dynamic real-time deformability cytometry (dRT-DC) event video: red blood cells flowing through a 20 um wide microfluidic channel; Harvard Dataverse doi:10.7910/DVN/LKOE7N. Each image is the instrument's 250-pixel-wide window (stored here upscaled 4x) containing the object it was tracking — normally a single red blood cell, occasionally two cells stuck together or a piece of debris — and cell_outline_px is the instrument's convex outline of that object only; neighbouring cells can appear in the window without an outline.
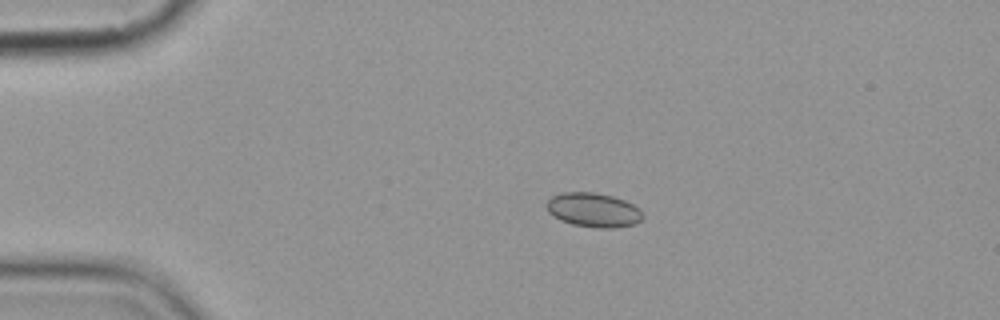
{"species": "common noctule bat (a hibernating species)", "species_latin": "Nyctalus noctula", "temperature_condition": "cold", "stored_images_in_passage": 6, "camera_frame_rate_fps": 3000, "um_per_image_px": 0.085, "animal": {"sex": "female", "body_mass_g": 19.9}, "frame": {"image": 1, "passage_image": 2, "time_ms": 2.0, "image_size_px": [1000, 320], "cell_outline_px": [[644, 216], [636, 224], [616, 228], [596, 228], [572, 224], [560, 220], [548, 212], [544, 204], [552, 196], [564, 192], [592, 192], [612, 196], [624, 200], [640, 208]], "centroid_in_image_um": [50.44, 17.86], "position_along_channel_um": 34.6, "area_um2": 19.36}}
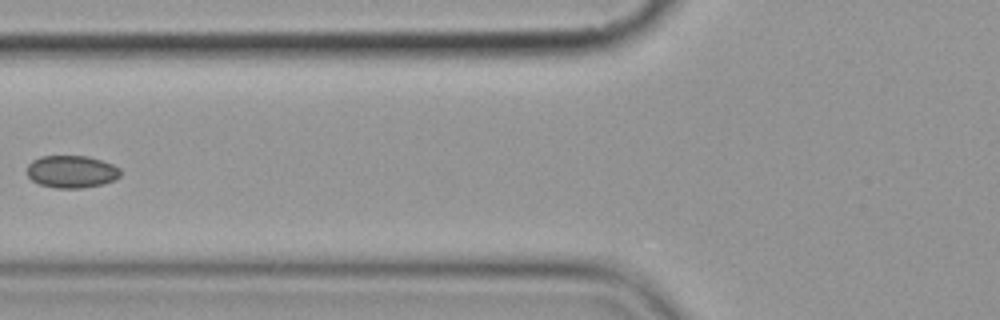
{"frame": {"image": 2, "passage_image": 5, "time_ms": 5.667, "image_size_px": [1000, 320], "cell_outline_px": [[120, 176], [116, 180], [104, 184], [80, 188], [56, 188], [40, 184], [32, 180], [28, 176], [28, 164], [32, 160], [40, 156], [88, 156], [112, 164], [120, 168]], "centroid_in_image_um": [6.1, 14.59], "position_along_channel_um": 119.7, "area_um2": 17.69}}
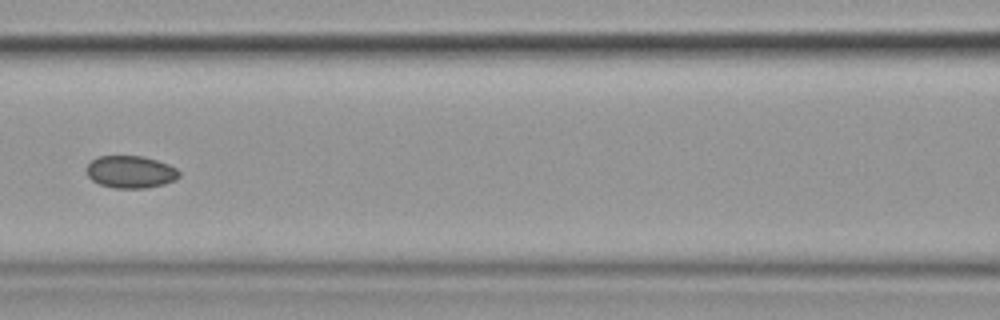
{"frame": {"image": 3, "passage_image": 6, "time_ms": 6.667, "image_size_px": [1000, 320], "cell_outline_px": [[180, 176], [176, 180], [164, 184], [148, 188], [116, 188], [100, 184], [92, 180], [84, 172], [88, 164], [96, 156], [144, 156], [168, 164], [176, 168], [180, 172]], "centroid_in_image_um": [11.1, 14.61], "position_along_channel_um": 155.5, "area_um2": 17.63}}